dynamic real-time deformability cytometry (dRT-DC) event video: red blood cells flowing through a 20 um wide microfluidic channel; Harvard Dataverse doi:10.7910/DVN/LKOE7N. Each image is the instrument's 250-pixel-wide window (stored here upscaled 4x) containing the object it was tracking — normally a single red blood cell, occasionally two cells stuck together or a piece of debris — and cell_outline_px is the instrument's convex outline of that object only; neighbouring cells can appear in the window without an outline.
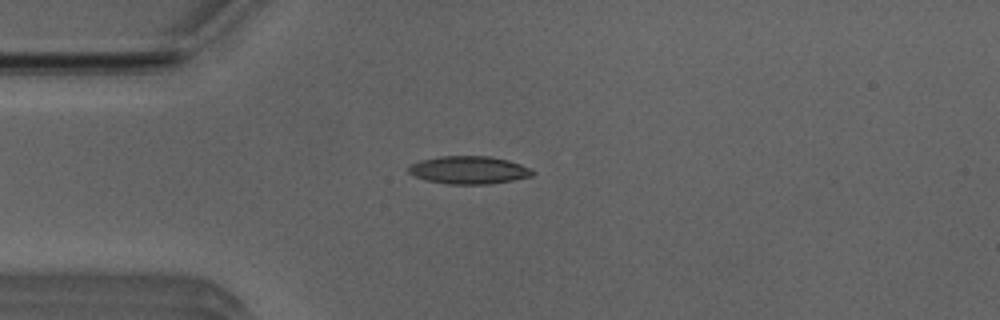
{"species": "Egyptian fruit bat (a non-hibernating species)", "species_latin": "Rousettus aegyptiacus", "temperature_condition": "room temperature", "stored_images_in_passage": 41, "camera_frame_rate_fps": 3000, "um_per_image_px": 0.085, "animal": {"sex": "male"}, "frame": {"image": 1, "passage_image": 2, "time_ms": 0.333, "image_size_px": [1000, 320], "cell_outline_px": [[536, 172], [532, 176], [512, 180], [488, 184], [448, 184], [428, 180], [416, 176], [408, 172], [408, 168], [412, 164], [420, 160], [440, 156], [492, 156], [508, 160], [532, 168]], "centroid_in_image_um": [39.9, 14.44], "position_along_channel_um": 45.1, "area_um2": 20.06}}
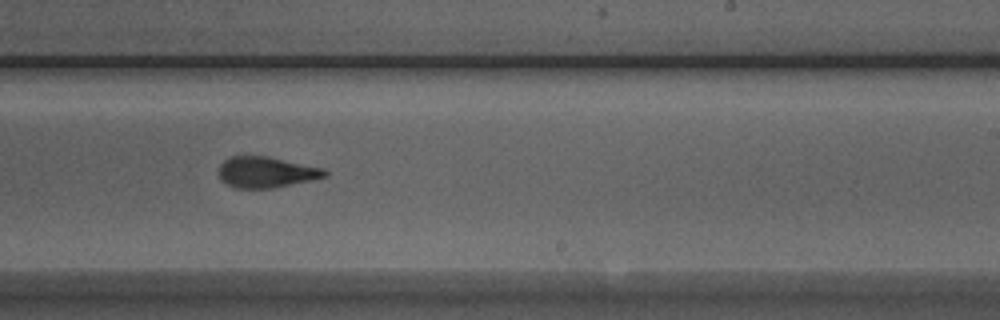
{"frame": {"image": 2, "passage_image": 20, "time_ms": 6.333, "image_size_px": [1000, 320], "cell_outline_px": [[328, 176], [312, 180], [272, 188], [236, 188], [220, 180], [220, 164], [224, 160], [232, 156], [268, 156], [324, 168], [328, 172]], "centroid_in_image_um": [22.66, 14.63], "position_along_channel_um": 266.3, "area_um2": 19.07}}
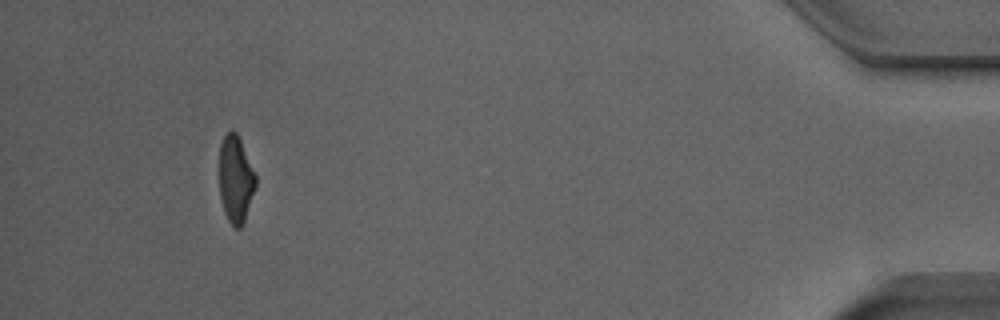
{"frame": {"image": 3, "passage_image": 37, "time_ms": 12.0, "image_size_px": [1000, 320], "cell_outline_px": [[256, 188], [244, 220], [240, 228], [236, 228], [228, 220], [224, 212], [220, 196], [220, 144], [224, 136], [232, 128], [236, 132], [240, 140], [256, 176]], "centroid_in_image_um": [20.03, 15.23], "position_along_channel_um": 415.2, "area_um2": 18.21}, "authors_computed_cell_mechanics": {"area_um2": 19.652, "velocity_mm_per_s": 3.9437, "shape_relaxation_time_tau1_ms": 5.75, "shape_relaxation_time_tau2_ms": 1.4235, "deformation_change_tau1": 0.1869, "deformation_change_tau2": 0.0882}}